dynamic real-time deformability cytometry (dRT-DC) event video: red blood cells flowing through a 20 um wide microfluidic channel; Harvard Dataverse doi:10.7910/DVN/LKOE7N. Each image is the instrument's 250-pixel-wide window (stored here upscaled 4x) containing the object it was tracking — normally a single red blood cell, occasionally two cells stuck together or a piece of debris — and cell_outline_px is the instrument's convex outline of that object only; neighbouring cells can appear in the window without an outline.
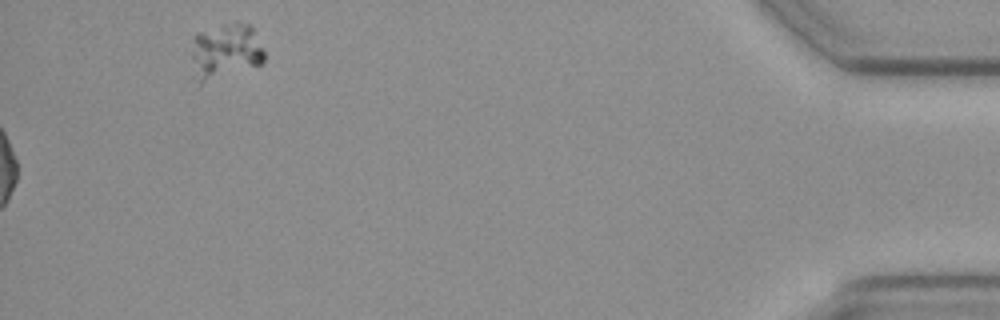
{"species": "common noctule bat (a hibernating species)", "species_latin": "Nyctalus noctula", "temperature_condition": "cold", "stored_images_in_passage": 44, "segment_of_instrument_passage": [2, 2], "camera_frame_rate_fps": 3000, "um_per_image_px": 0.085, "animal": {"sex": "female", "body_mass_g": 19.3, "forearm_length_mm": 54.1}, "frame": {"image": 1, "passage_image": 44, "time_ms": 14.333, "image_size_px": [1000, 320], "cell_outline_px": [[264, 60], [260, 64], [196, 88], [192, 56], [192, 52], [196, 36], [200, 32], [232, 20], [240, 20], [252, 24], [264, 52]], "centroid_in_image_um": [19.17, 4.38], "position_along_channel_um": 416.0, "area_um2": 24.39}}